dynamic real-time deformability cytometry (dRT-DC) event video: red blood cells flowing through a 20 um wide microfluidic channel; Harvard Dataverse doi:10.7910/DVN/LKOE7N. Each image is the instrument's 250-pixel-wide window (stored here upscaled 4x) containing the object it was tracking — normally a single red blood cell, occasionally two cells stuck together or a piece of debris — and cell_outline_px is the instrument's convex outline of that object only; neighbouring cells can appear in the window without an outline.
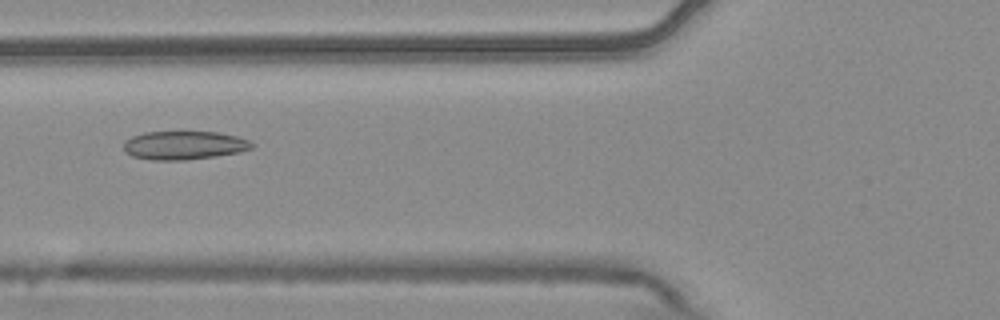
{"species": "common noctule bat (a hibernating species)", "species_latin": "Nyctalus noctula", "temperature_condition": "warm", "stored_images_in_passage": 6, "camera_frame_rate_fps": 3000, "um_per_image_px": 0.085, "animal": {"sex": "male", "body_mass_g": 20.4}, "frame": {"image": 1, "passage_image": 4, "time_ms": 1.0, "image_size_px": [1000, 320], "cell_outline_px": [[256, 144], [252, 148], [240, 152], [216, 156], [184, 160], [152, 160], [132, 156], [124, 152], [124, 140], [132, 136], [144, 132], [216, 132], [236, 136], [248, 140]], "centroid_in_image_um": [15.63, 12.35], "position_along_channel_um": 110.2, "area_um2": 21.39}}
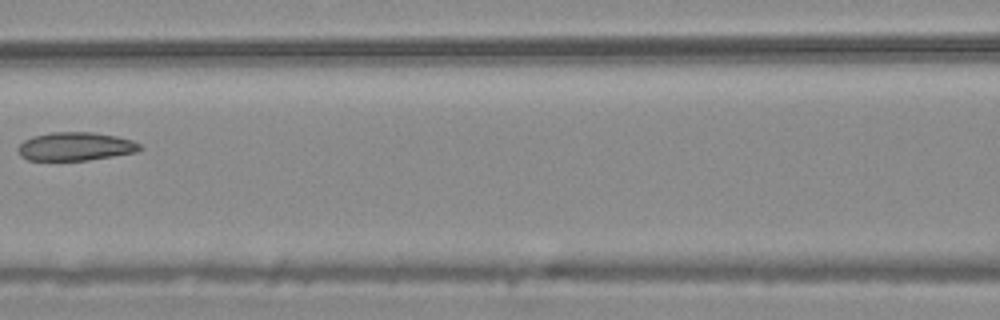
{"frame": {"image": 2, "passage_image": 5, "time_ms": 1.333, "image_size_px": [1000, 320], "cell_outline_px": [[144, 148], [136, 152], [88, 160], [28, 160], [20, 156], [16, 148], [24, 140], [32, 136], [52, 132], [92, 132], [116, 136], [132, 140], [140, 144]], "centroid_in_image_um": [6.4, 12.44], "position_along_channel_um": 160.2, "area_um2": 20.23}}
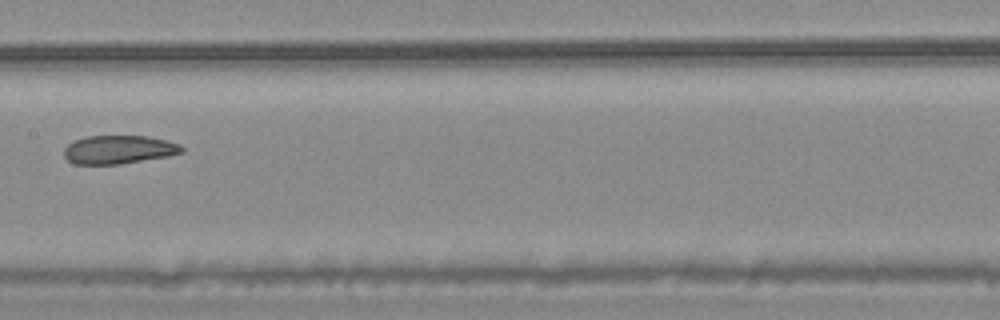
{"frame": {"image": 3, "passage_image": 6, "time_ms": 1.667, "image_size_px": [1000, 320], "cell_outline_px": [[184, 152], [168, 156], [120, 164], [72, 164], [64, 156], [64, 148], [68, 144], [84, 136], [148, 136], [168, 140], [180, 144], [184, 148]], "centroid_in_image_um": [10.11, 12.71], "position_along_channel_um": 197.3, "area_um2": 19.65}}